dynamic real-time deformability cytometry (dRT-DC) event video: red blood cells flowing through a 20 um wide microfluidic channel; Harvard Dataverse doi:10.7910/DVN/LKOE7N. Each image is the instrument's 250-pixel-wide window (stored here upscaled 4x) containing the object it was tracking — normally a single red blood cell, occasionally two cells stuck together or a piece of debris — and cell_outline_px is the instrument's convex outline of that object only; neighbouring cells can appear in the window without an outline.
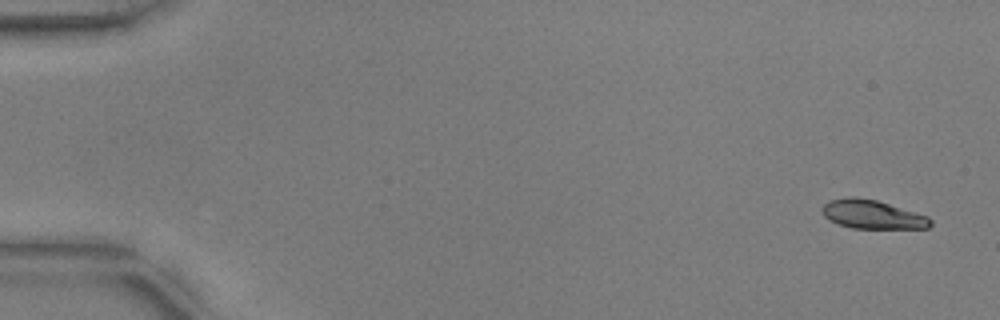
{"species": "common noctule bat (a hibernating species)", "species_latin": "Nyctalus noctula", "temperature_condition": "warm", "stored_images_in_passage": 53, "camera_frame_rate_fps": 3000, "um_per_image_px": 0.085, "animal": {"sex": "male", "body_mass_g": 17.9, "forearm_length_mm": 54.2}, "frame": {"image": 1, "passage_image": 1, "time_ms": 0.0, "image_size_px": [1000, 320], "cell_outline_px": [[932, 224], [928, 228], [852, 228], [840, 224], [824, 216], [820, 208], [828, 200], [848, 196], [856, 196], [876, 200], [928, 216], [932, 220]], "centroid_in_image_um": [74.13, 18.21], "position_along_channel_um": 10.9, "area_um2": 18.09}}
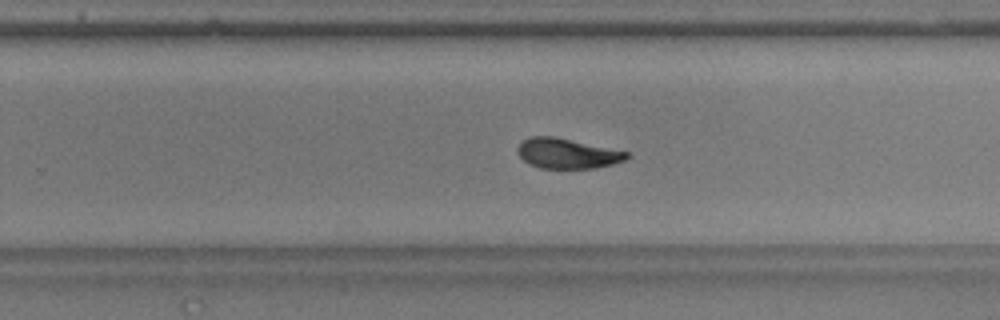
{"frame": {"image": 2, "passage_image": 34, "time_ms": 11.0, "image_size_px": [1000, 320], "cell_outline_px": [[628, 156], [624, 160], [612, 164], [592, 168], [540, 168], [528, 164], [516, 152], [516, 148], [524, 140], [532, 136], [556, 136], [628, 152]], "centroid_in_image_um": [48.16, 13.04], "position_along_channel_um": 281.6, "area_um2": 19.02}}
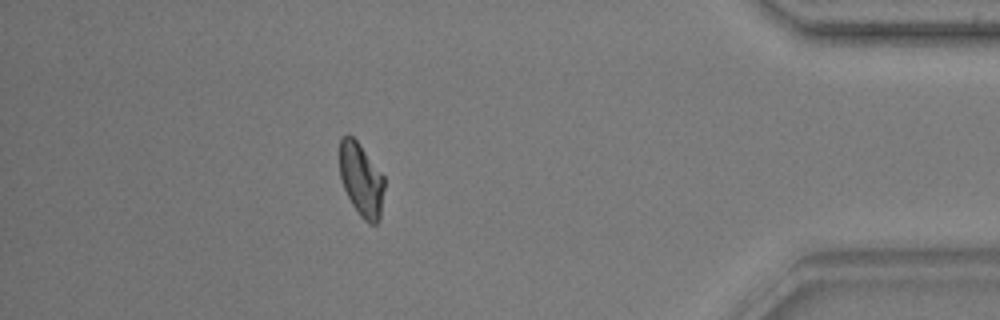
{"frame": {"image": 3, "passage_image": 47, "time_ms": 15.333, "image_size_px": [1000, 320], "cell_outline_px": [[384, 188], [380, 220], [376, 224], [368, 224], [360, 216], [352, 204], [344, 188], [340, 176], [340, 136], [348, 132], [356, 140], [384, 176]], "centroid_in_image_um": [30.7, 15.28], "position_along_channel_um": 404.5, "area_um2": 19.13}, "authors_computed_cell_mechanics": {"area_um2": 19.5942, "velocity_mm_per_s": 3.75, "shape_relaxation_time_tau1_ms": 4.5185, "shape_relaxation_time_tau2_ms": 1.8455, "deformation_change_tau1": 0.1763, "deformation_change_tau2": 0.0686}}